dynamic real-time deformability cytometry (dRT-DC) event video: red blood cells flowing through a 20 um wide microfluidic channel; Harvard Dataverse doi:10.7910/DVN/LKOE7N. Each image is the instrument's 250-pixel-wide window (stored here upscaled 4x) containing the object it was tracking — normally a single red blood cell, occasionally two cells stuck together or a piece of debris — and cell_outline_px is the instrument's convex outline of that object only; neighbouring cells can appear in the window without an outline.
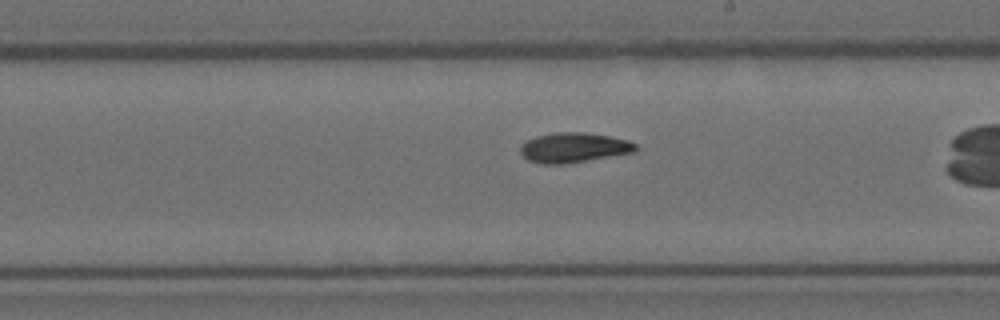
{"species": "Egyptian fruit bat (a non-hibernating species)", "species_latin": "Rousettus aegyptiacus", "temperature_condition": "room temperature", "stored_images_in_passage": 35, "camera_frame_rate_fps": 3000, "um_per_image_px": 0.085, "animal": {"sex": "female"}, "frame": {"image": 1, "passage_image": 25, "time_ms": 8.0, "image_size_px": [1000, 320], "cell_outline_px": [[640, 148], [636, 152], [564, 164], [540, 164], [528, 160], [520, 152], [520, 144], [536, 136], [556, 132], [584, 132], [612, 136], [628, 140], [636, 144]], "centroid_in_image_um": [48.8, 12.54], "position_along_channel_um": 240.2, "area_um2": 20.29}}